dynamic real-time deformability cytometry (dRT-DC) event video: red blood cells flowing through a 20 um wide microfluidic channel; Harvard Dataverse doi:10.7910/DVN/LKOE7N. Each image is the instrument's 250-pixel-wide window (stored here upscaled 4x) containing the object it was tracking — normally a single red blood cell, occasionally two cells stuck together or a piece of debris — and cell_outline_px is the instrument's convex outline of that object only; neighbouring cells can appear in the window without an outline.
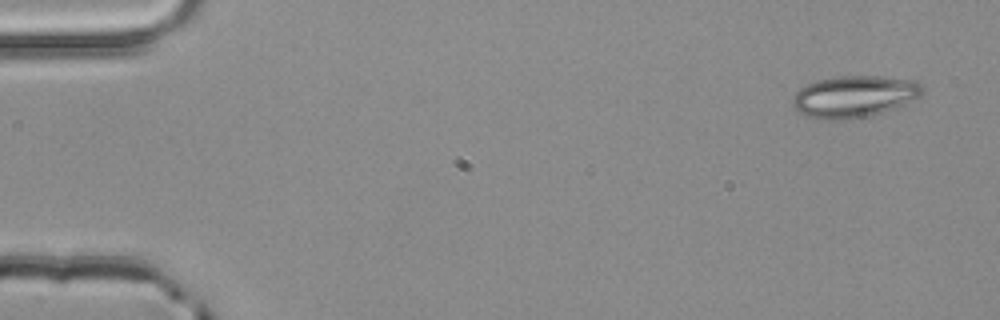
{"species": "common noctule bat (a hibernating species)", "species_latin": "Nyctalus noctula", "temperature_condition": "room temperature", "stored_images_in_passage": 3, "camera_frame_rate_fps": 3000, "um_per_image_px": 0.085, "animal": {"sex": "male", "body_mass_g": 20.4}, "frame": {"image": 1, "passage_image": 1, "time_ms": 0.0, "image_size_px": [1000, 320], "cell_outline_px": [[924, 88], [920, 96], [912, 100], [892, 108], [868, 116], [840, 120], [828, 120], [804, 116], [792, 104], [792, 96], [800, 88], [816, 80], [836, 76], [876, 76], [916, 80]], "centroid_in_image_um": [72.57, 8.19], "position_along_channel_um": 12.4, "area_um2": 31.39}}